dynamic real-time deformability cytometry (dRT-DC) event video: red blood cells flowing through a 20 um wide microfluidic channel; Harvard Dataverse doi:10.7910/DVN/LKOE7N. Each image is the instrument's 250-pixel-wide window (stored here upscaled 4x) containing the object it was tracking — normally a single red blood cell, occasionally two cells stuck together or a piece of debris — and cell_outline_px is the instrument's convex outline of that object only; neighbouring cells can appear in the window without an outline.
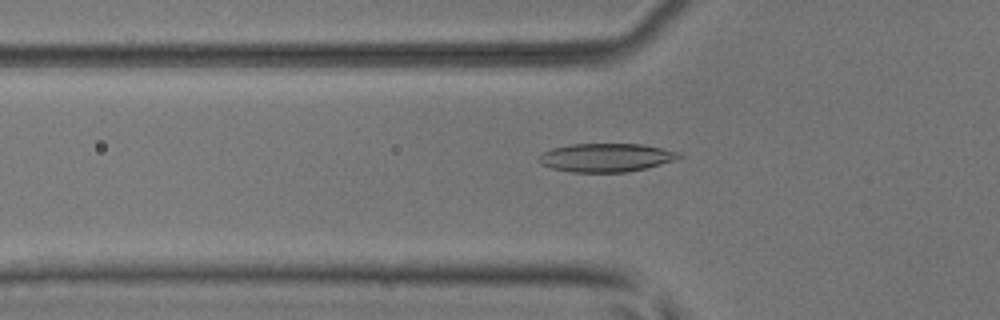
{"species": "common noctule bat (a hibernating species)", "species_latin": "Nyctalus noctula", "temperature_condition": "room temperature", "stored_images_in_passage": 38, "camera_frame_rate_fps": 3000, "um_per_image_px": 0.085, "animal": {"sex": "male", "body_mass_g": 17.9, "forearm_length_mm": 54.2}, "frame": {"image": 1, "passage_image": 4, "time_ms": 1.0, "image_size_px": [1000, 320], "cell_outline_px": [[684, 156], [676, 160], [628, 172], [572, 172], [552, 168], [540, 164], [536, 160], [540, 152], [552, 148], [572, 144], [640, 144], [680, 152]], "centroid_in_image_um": [51.47, 13.39], "position_along_channel_um": 74.3, "area_um2": 23.35}}
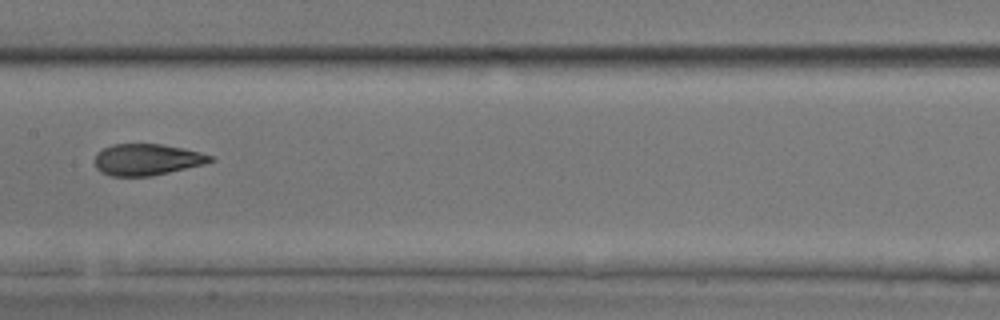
{"frame": {"image": 2, "passage_image": 13, "time_ms": 4.0, "image_size_px": [1000, 320], "cell_outline_px": [[216, 160], [204, 164], [152, 176], [112, 176], [100, 172], [96, 168], [96, 152], [112, 144], [160, 144], [184, 148], [200, 152], [212, 156]], "centroid_in_image_um": [12.5, 13.56], "position_along_channel_um": 194.9, "area_um2": 21.15}}
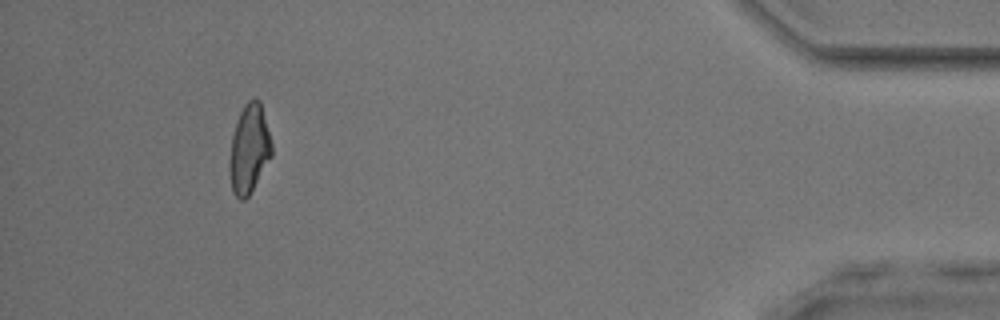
{"frame": {"image": 3, "passage_image": 34, "time_ms": 11.0, "image_size_px": [1000, 320], "cell_outline_px": [[272, 156], [248, 196], [244, 200], [240, 200], [232, 192], [228, 168], [228, 164], [232, 136], [236, 120], [244, 104], [248, 100], [260, 100], [272, 144]], "centroid_in_image_um": [21.16, 12.68], "position_along_channel_um": 414.0, "area_um2": 21.85}, "authors_computed_cell_mechanics": {"area_um2": 21.7328, "velocity_mm_per_s": 4.0168, "shape_relaxation_time_tau1_ms": 5.8761, "shape_relaxation_time_tau2_ms": 1.6105, "deformation_change_tau1": 0.1996, "deformation_change_tau2": 0.0753}}